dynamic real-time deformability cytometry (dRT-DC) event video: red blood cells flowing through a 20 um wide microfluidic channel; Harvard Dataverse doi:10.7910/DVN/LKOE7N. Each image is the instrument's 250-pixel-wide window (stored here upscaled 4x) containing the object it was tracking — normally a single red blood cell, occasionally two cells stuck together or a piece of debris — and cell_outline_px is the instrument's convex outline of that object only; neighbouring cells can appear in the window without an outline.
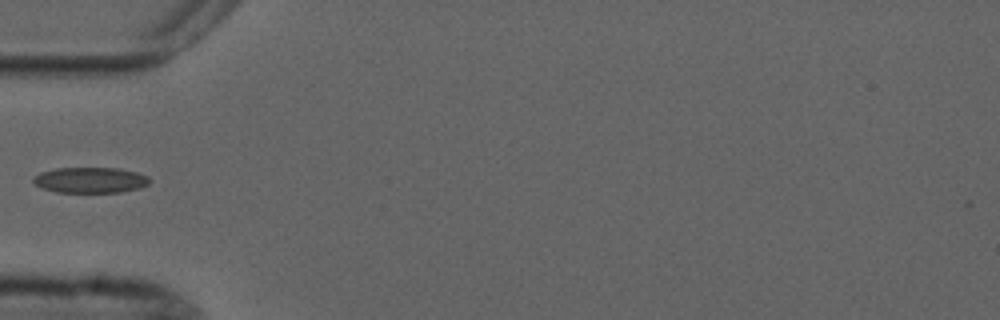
{"species": "common noctule bat (a hibernating species)", "species_latin": "Nyctalus noctula", "temperature_condition": "cold", "stored_images_in_passage": 5, "camera_frame_rate_fps": 3000, "um_per_image_px": 0.085, "animal": {"sex": "male", "forearm_length_mm": 52.5}, "frame": {"image": 1, "passage_image": 4, "time_ms": 3.667, "image_size_px": [1000, 320], "cell_outline_px": [[152, 180], [148, 184], [140, 188], [120, 192], [56, 192], [44, 188], [36, 184], [32, 180], [40, 172], [56, 168], [120, 168], [136, 172], [148, 176]], "centroid_in_image_um": [7.72, 15.3], "position_along_channel_um": 77.3, "area_um2": 17.34}}
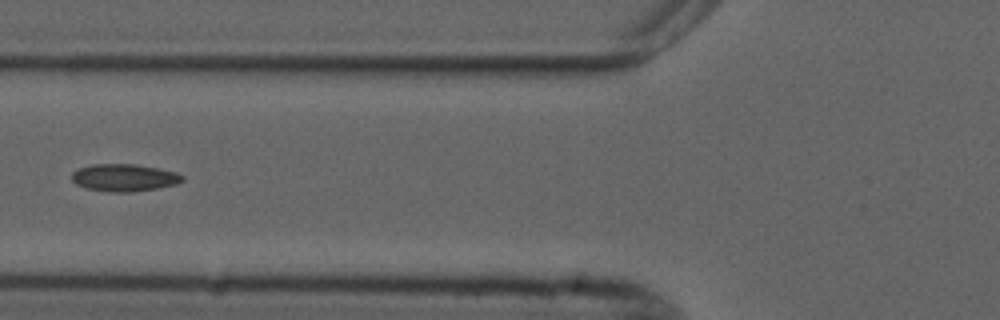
{"frame": {"image": 2, "passage_image": 5, "time_ms": 4.667, "image_size_px": [1000, 320], "cell_outline_px": [[184, 180], [176, 184], [156, 188], [132, 192], [108, 192], [88, 188], [76, 184], [72, 180], [72, 172], [80, 168], [92, 164], [136, 164], [176, 172], [184, 176]], "centroid_in_image_um": [10.56, 15.1], "position_along_channel_um": 115.2, "area_um2": 17.51}}